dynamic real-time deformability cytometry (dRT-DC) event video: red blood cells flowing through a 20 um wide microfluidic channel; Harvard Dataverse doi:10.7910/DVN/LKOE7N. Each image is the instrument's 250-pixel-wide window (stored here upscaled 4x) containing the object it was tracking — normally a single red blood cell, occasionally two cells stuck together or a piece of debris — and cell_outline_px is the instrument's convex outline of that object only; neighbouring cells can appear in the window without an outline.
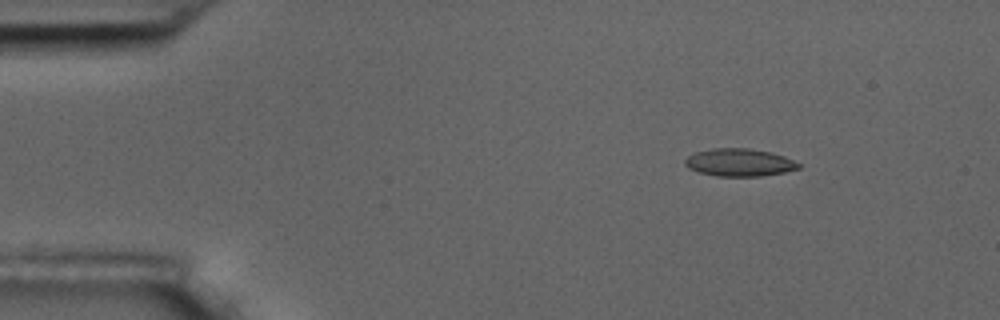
{"species": "common noctule bat (a hibernating species)", "species_latin": "Nyctalus noctula", "temperature_condition": "room temperature", "stored_images_in_passage": 5, "camera_frame_rate_fps": 3000, "um_per_image_px": 0.085, "animal": {"sex": "male", "body_mass_g": 17.5, "forearm_length_mm": 52.3}, "frame": {"image": 1, "passage_image": 2, "time_ms": 1.333, "image_size_px": [1000, 320], "cell_outline_px": [[800, 168], [784, 172], [760, 176], [716, 176], [700, 172], [688, 168], [684, 164], [684, 160], [688, 156], [696, 152], [712, 148], [748, 148], [772, 152], [784, 156], [800, 164]], "centroid_in_image_um": [62.83, 13.8], "position_along_channel_um": 22.2, "area_um2": 18.26}}